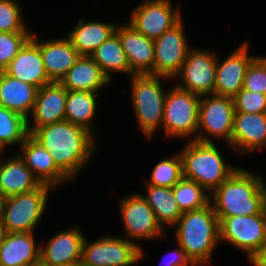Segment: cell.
<instances>
[{"mask_svg": "<svg viewBox=\"0 0 266 266\" xmlns=\"http://www.w3.org/2000/svg\"><path fill=\"white\" fill-rule=\"evenodd\" d=\"M30 135L51 153L56 166L73 184L100 148L90 132L67 120L37 128Z\"/></svg>", "mask_w": 266, "mask_h": 266, "instance_id": "6da1fadb", "label": "cell"}, {"mask_svg": "<svg viewBox=\"0 0 266 266\" xmlns=\"http://www.w3.org/2000/svg\"><path fill=\"white\" fill-rule=\"evenodd\" d=\"M172 228L175 243L185 251L194 265H211L213 255L220 247L219 219L211 203L197 210L183 212Z\"/></svg>", "mask_w": 266, "mask_h": 266, "instance_id": "7a4b0ae2", "label": "cell"}, {"mask_svg": "<svg viewBox=\"0 0 266 266\" xmlns=\"http://www.w3.org/2000/svg\"><path fill=\"white\" fill-rule=\"evenodd\" d=\"M210 203L217 217L260 214L264 201L257 173L239 166L210 194Z\"/></svg>", "mask_w": 266, "mask_h": 266, "instance_id": "3957f363", "label": "cell"}, {"mask_svg": "<svg viewBox=\"0 0 266 266\" xmlns=\"http://www.w3.org/2000/svg\"><path fill=\"white\" fill-rule=\"evenodd\" d=\"M217 145L196 140L184 141L179 150L183 177L195 181L210 194L239 167L230 164Z\"/></svg>", "mask_w": 266, "mask_h": 266, "instance_id": "277c9868", "label": "cell"}, {"mask_svg": "<svg viewBox=\"0 0 266 266\" xmlns=\"http://www.w3.org/2000/svg\"><path fill=\"white\" fill-rule=\"evenodd\" d=\"M129 78L130 101L139 130L148 141L154 140V136L162 132L164 102L169 89L164 84L173 79L151 74Z\"/></svg>", "mask_w": 266, "mask_h": 266, "instance_id": "5b68a950", "label": "cell"}, {"mask_svg": "<svg viewBox=\"0 0 266 266\" xmlns=\"http://www.w3.org/2000/svg\"><path fill=\"white\" fill-rule=\"evenodd\" d=\"M118 198L119 216L123 226L122 237L139 246L140 261H143L146 254L141 244L153 243V240L155 242L159 239L166 240L168 233L157 222L153 209L139 190Z\"/></svg>", "mask_w": 266, "mask_h": 266, "instance_id": "8992f818", "label": "cell"}, {"mask_svg": "<svg viewBox=\"0 0 266 266\" xmlns=\"http://www.w3.org/2000/svg\"><path fill=\"white\" fill-rule=\"evenodd\" d=\"M50 191L55 189L41 184L32 191L4 198L0 208L4 232H36L48 209Z\"/></svg>", "mask_w": 266, "mask_h": 266, "instance_id": "52a82bcc", "label": "cell"}, {"mask_svg": "<svg viewBox=\"0 0 266 266\" xmlns=\"http://www.w3.org/2000/svg\"><path fill=\"white\" fill-rule=\"evenodd\" d=\"M171 85L164 102L162 120L164 138L183 141L196 140L201 96L182 90L174 83Z\"/></svg>", "mask_w": 266, "mask_h": 266, "instance_id": "ba28073f", "label": "cell"}, {"mask_svg": "<svg viewBox=\"0 0 266 266\" xmlns=\"http://www.w3.org/2000/svg\"><path fill=\"white\" fill-rule=\"evenodd\" d=\"M234 112L233 98L215 94L202 95L196 141L206 143L224 141L227 148H230Z\"/></svg>", "mask_w": 266, "mask_h": 266, "instance_id": "9c48e42d", "label": "cell"}, {"mask_svg": "<svg viewBox=\"0 0 266 266\" xmlns=\"http://www.w3.org/2000/svg\"><path fill=\"white\" fill-rule=\"evenodd\" d=\"M140 262V248L120 235L105 234L97 239L85 235L82 266H134Z\"/></svg>", "mask_w": 266, "mask_h": 266, "instance_id": "30bf717a", "label": "cell"}, {"mask_svg": "<svg viewBox=\"0 0 266 266\" xmlns=\"http://www.w3.org/2000/svg\"><path fill=\"white\" fill-rule=\"evenodd\" d=\"M192 47L180 72L173 78L174 84L185 91L202 95L214 94L217 66V50Z\"/></svg>", "mask_w": 266, "mask_h": 266, "instance_id": "8fae6325", "label": "cell"}, {"mask_svg": "<svg viewBox=\"0 0 266 266\" xmlns=\"http://www.w3.org/2000/svg\"><path fill=\"white\" fill-rule=\"evenodd\" d=\"M220 244L226 243L246 255L247 261L266 242V214L218 217Z\"/></svg>", "mask_w": 266, "mask_h": 266, "instance_id": "7c38bea8", "label": "cell"}, {"mask_svg": "<svg viewBox=\"0 0 266 266\" xmlns=\"http://www.w3.org/2000/svg\"><path fill=\"white\" fill-rule=\"evenodd\" d=\"M173 0H141L131 8L127 22L139 33L155 40L177 25L184 16Z\"/></svg>", "mask_w": 266, "mask_h": 266, "instance_id": "4fadbf2b", "label": "cell"}, {"mask_svg": "<svg viewBox=\"0 0 266 266\" xmlns=\"http://www.w3.org/2000/svg\"><path fill=\"white\" fill-rule=\"evenodd\" d=\"M185 29L182 19L154 40V75L173 79L180 72L189 50L193 47Z\"/></svg>", "mask_w": 266, "mask_h": 266, "instance_id": "5bb4252c", "label": "cell"}, {"mask_svg": "<svg viewBox=\"0 0 266 266\" xmlns=\"http://www.w3.org/2000/svg\"><path fill=\"white\" fill-rule=\"evenodd\" d=\"M219 56L218 53L214 94L233 98L243 88L246 70L258 55L251 54L247 39L229 52L226 58L220 59Z\"/></svg>", "mask_w": 266, "mask_h": 266, "instance_id": "9a60e30c", "label": "cell"}, {"mask_svg": "<svg viewBox=\"0 0 266 266\" xmlns=\"http://www.w3.org/2000/svg\"><path fill=\"white\" fill-rule=\"evenodd\" d=\"M79 223L59 230L49 240L40 239V261L43 266H65L81 263L85 232Z\"/></svg>", "mask_w": 266, "mask_h": 266, "instance_id": "2e32d148", "label": "cell"}, {"mask_svg": "<svg viewBox=\"0 0 266 266\" xmlns=\"http://www.w3.org/2000/svg\"><path fill=\"white\" fill-rule=\"evenodd\" d=\"M230 150L243 157L266 150V113L234 112Z\"/></svg>", "mask_w": 266, "mask_h": 266, "instance_id": "e0dca14e", "label": "cell"}, {"mask_svg": "<svg viewBox=\"0 0 266 266\" xmlns=\"http://www.w3.org/2000/svg\"><path fill=\"white\" fill-rule=\"evenodd\" d=\"M17 152L41 184L49 185L56 191L62 186L73 185L72 181L56 166L51 153L30 134L19 146Z\"/></svg>", "mask_w": 266, "mask_h": 266, "instance_id": "ac0fdd59", "label": "cell"}, {"mask_svg": "<svg viewBox=\"0 0 266 266\" xmlns=\"http://www.w3.org/2000/svg\"><path fill=\"white\" fill-rule=\"evenodd\" d=\"M115 32L119 36L132 75H154V40L139 33L131 24L121 20Z\"/></svg>", "mask_w": 266, "mask_h": 266, "instance_id": "d6986e66", "label": "cell"}, {"mask_svg": "<svg viewBox=\"0 0 266 266\" xmlns=\"http://www.w3.org/2000/svg\"><path fill=\"white\" fill-rule=\"evenodd\" d=\"M67 90L59 82H51L37 90L32 113L27 118V129H35L65 120Z\"/></svg>", "mask_w": 266, "mask_h": 266, "instance_id": "ffe728a7", "label": "cell"}, {"mask_svg": "<svg viewBox=\"0 0 266 266\" xmlns=\"http://www.w3.org/2000/svg\"><path fill=\"white\" fill-rule=\"evenodd\" d=\"M4 72L38 89L52 82L44 68L37 32L32 33L31 38L19 50Z\"/></svg>", "mask_w": 266, "mask_h": 266, "instance_id": "44dd1931", "label": "cell"}, {"mask_svg": "<svg viewBox=\"0 0 266 266\" xmlns=\"http://www.w3.org/2000/svg\"><path fill=\"white\" fill-rule=\"evenodd\" d=\"M35 232L4 233L0 241V266H34L40 261Z\"/></svg>", "mask_w": 266, "mask_h": 266, "instance_id": "7402d4cb", "label": "cell"}, {"mask_svg": "<svg viewBox=\"0 0 266 266\" xmlns=\"http://www.w3.org/2000/svg\"><path fill=\"white\" fill-rule=\"evenodd\" d=\"M61 37L53 39L39 37V49L44 68L52 82H60L80 57L70 40L66 36Z\"/></svg>", "mask_w": 266, "mask_h": 266, "instance_id": "603a6c76", "label": "cell"}, {"mask_svg": "<svg viewBox=\"0 0 266 266\" xmlns=\"http://www.w3.org/2000/svg\"><path fill=\"white\" fill-rule=\"evenodd\" d=\"M9 155V156H8ZM0 157V191L4 198L29 192L41 183L16 152Z\"/></svg>", "mask_w": 266, "mask_h": 266, "instance_id": "cb8c5ba5", "label": "cell"}, {"mask_svg": "<svg viewBox=\"0 0 266 266\" xmlns=\"http://www.w3.org/2000/svg\"><path fill=\"white\" fill-rule=\"evenodd\" d=\"M84 16L79 17L66 37L76 48L80 56L91 54L111 35L115 33L118 21L91 20Z\"/></svg>", "mask_w": 266, "mask_h": 266, "instance_id": "d4e9b609", "label": "cell"}, {"mask_svg": "<svg viewBox=\"0 0 266 266\" xmlns=\"http://www.w3.org/2000/svg\"><path fill=\"white\" fill-rule=\"evenodd\" d=\"M67 91L104 92L112 83L90 56H80L59 82Z\"/></svg>", "mask_w": 266, "mask_h": 266, "instance_id": "484cf974", "label": "cell"}, {"mask_svg": "<svg viewBox=\"0 0 266 266\" xmlns=\"http://www.w3.org/2000/svg\"><path fill=\"white\" fill-rule=\"evenodd\" d=\"M103 92L67 91L65 120L90 132L97 140L99 128L95 123L98 116L99 96Z\"/></svg>", "mask_w": 266, "mask_h": 266, "instance_id": "4316f807", "label": "cell"}, {"mask_svg": "<svg viewBox=\"0 0 266 266\" xmlns=\"http://www.w3.org/2000/svg\"><path fill=\"white\" fill-rule=\"evenodd\" d=\"M38 88L0 72V106L17 112L26 119L34 108Z\"/></svg>", "mask_w": 266, "mask_h": 266, "instance_id": "83f0119b", "label": "cell"}, {"mask_svg": "<svg viewBox=\"0 0 266 266\" xmlns=\"http://www.w3.org/2000/svg\"><path fill=\"white\" fill-rule=\"evenodd\" d=\"M90 57L111 83H115L113 74L120 73L123 76L126 75V78L131 77V69L116 32L104 41Z\"/></svg>", "mask_w": 266, "mask_h": 266, "instance_id": "f1b7e54d", "label": "cell"}, {"mask_svg": "<svg viewBox=\"0 0 266 266\" xmlns=\"http://www.w3.org/2000/svg\"><path fill=\"white\" fill-rule=\"evenodd\" d=\"M145 193H141L153 209L157 222L166 230L177 223L183 212L173 195L172 188L144 185ZM166 227V228H165Z\"/></svg>", "mask_w": 266, "mask_h": 266, "instance_id": "f546056e", "label": "cell"}, {"mask_svg": "<svg viewBox=\"0 0 266 266\" xmlns=\"http://www.w3.org/2000/svg\"><path fill=\"white\" fill-rule=\"evenodd\" d=\"M28 135L27 119L17 112L0 106V146L5 151L10 147L11 150L13 147L19 148Z\"/></svg>", "mask_w": 266, "mask_h": 266, "instance_id": "4dcf8cb0", "label": "cell"}, {"mask_svg": "<svg viewBox=\"0 0 266 266\" xmlns=\"http://www.w3.org/2000/svg\"><path fill=\"white\" fill-rule=\"evenodd\" d=\"M169 155H166L167 158L156 161L149 177L142 179L144 185L172 188L183 178L182 158L179 151Z\"/></svg>", "mask_w": 266, "mask_h": 266, "instance_id": "1f68e13d", "label": "cell"}, {"mask_svg": "<svg viewBox=\"0 0 266 266\" xmlns=\"http://www.w3.org/2000/svg\"><path fill=\"white\" fill-rule=\"evenodd\" d=\"M172 190L182 212L197 210L210 204V193L193 180L183 177Z\"/></svg>", "mask_w": 266, "mask_h": 266, "instance_id": "d6a6232c", "label": "cell"}, {"mask_svg": "<svg viewBox=\"0 0 266 266\" xmlns=\"http://www.w3.org/2000/svg\"><path fill=\"white\" fill-rule=\"evenodd\" d=\"M19 0H0V32H32Z\"/></svg>", "mask_w": 266, "mask_h": 266, "instance_id": "836d02e7", "label": "cell"}, {"mask_svg": "<svg viewBox=\"0 0 266 266\" xmlns=\"http://www.w3.org/2000/svg\"><path fill=\"white\" fill-rule=\"evenodd\" d=\"M33 32H0V72L4 71Z\"/></svg>", "mask_w": 266, "mask_h": 266, "instance_id": "e575fe53", "label": "cell"}, {"mask_svg": "<svg viewBox=\"0 0 266 266\" xmlns=\"http://www.w3.org/2000/svg\"><path fill=\"white\" fill-rule=\"evenodd\" d=\"M243 89L266 95V55H258L248 66Z\"/></svg>", "mask_w": 266, "mask_h": 266, "instance_id": "d590c367", "label": "cell"}, {"mask_svg": "<svg viewBox=\"0 0 266 266\" xmlns=\"http://www.w3.org/2000/svg\"><path fill=\"white\" fill-rule=\"evenodd\" d=\"M235 111L244 113H266V95L241 89L234 97Z\"/></svg>", "mask_w": 266, "mask_h": 266, "instance_id": "8d00e7d4", "label": "cell"}, {"mask_svg": "<svg viewBox=\"0 0 266 266\" xmlns=\"http://www.w3.org/2000/svg\"><path fill=\"white\" fill-rule=\"evenodd\" d=\"M176 249L167 251L163 256L162 266H209V265H194L187 257L185 251L176 243ZM160 264V263H159ZM161 266V265H160Z\"/></svg>", "mask_w": 266, "mask_h": 266, "instance_id": "74e56055", "label": "cell"}, {"mask_svg": "<svg viewBox=\"0 0 266 266\" xmlns=\"http://www.w3.org/2000/svg\"><path fill=\"white\" fill-rule=\"evenodd\" d=\"M253 266H266V242L248 260Z\"/></svg>", "mask_w": 266, "mask_h": 266, "instance_id": "f35d334b", "label": "cell"}, {"mask_svg": "<svg viewBox=\"0 0 266 266\" xmlns=\"http://www.w3.org/2000/svg\"><path fill=\"white\" fill-rule=\"evenodd\" d=\"M259 179V189L263 197V201L266 202V178L263 177V174L256 172Z\"/></svg>", "mask_w": 266, "mask_h": 266, "instance_id": "ab89813d", "label": "cell"}, {"mask_svg": "<svg viewBox=\"0 0 266 266\" xmlns=\"http://www.w3.org/2000/svg\"><path fill=\"white\" fill-rule=\"evenodd\" d=\"M4 229H3V224H2V220H1V216H0V241L3 238L4 235Z\"/></svg>", "mask_w": 266, "mask_h": 266, "instance_id": "60d3db41", "label": "cell"}, {"mask_svg": "<svg viewBox=\"0 0 266 266\" xmlns=\"http://www.w3.org/2000/svg\"><path fill=\"white\" fill-rule=\"evenodd\" d=\"M3 201H4V197H3V195H2V193L0 191V208H1V205H2Z\"/></svg>", "mask_w": 266, "mask_h": 266, "instance_id": "b9f144b4", "label": "cell"}, {"mask_svg": "<svg viewBox=\"0 0 266 266\" xmlns=\"http://www.w3.org/2000/svg\"><path fill=\"white\" fill-rule=\"evenodd\" d=\"M5 150L0 146V157L5 154Z\"/></svg>", "mask_w": 266, "mask_h": 266, "instance_id": "7bdbcfd3", "label": "cell"}, {"mask_svg": "<svg viewBox=\"0 0 266 266\" xmlns=\"http://www.w3.org/2000/svg\"><path fill=\"white\" fill-rule=\"evenodd\" d=\"M65 266H82L81 263H77V264H70V265H65Z\"/></svg>", "mask_w": 266, "mask_h": 266, "instance_id": "ee69618b", "label": "cell"}, {"mask_svg": "<svg viewBox=\"0 0 266 266\" xmlns=\"http://www.w3.org/2000/svg\"><path fill=\"white\" fill-rule=\"evenodd\" d=\"M264 211H265V214H266V202H264Z\"/></svg>", "mask_w": 266, "mask_h": 266, "instance_id": "f6af8a7d", "label": "cell"}, {"mask_svg": "<svg viewBox=\"0 0 266 266\" xmlns=\"http://www.w3.org/2000/svg\"><path fill=\"white\" fill-rule=\"evenodd\" d=\"M34 266H43L42 264L38 263L37 265H34Z\"/></svg>", "mask_w": 266, "mask_h": 266, "instance_id": "bcb514c9", "label": "cell"}]
</instances>
